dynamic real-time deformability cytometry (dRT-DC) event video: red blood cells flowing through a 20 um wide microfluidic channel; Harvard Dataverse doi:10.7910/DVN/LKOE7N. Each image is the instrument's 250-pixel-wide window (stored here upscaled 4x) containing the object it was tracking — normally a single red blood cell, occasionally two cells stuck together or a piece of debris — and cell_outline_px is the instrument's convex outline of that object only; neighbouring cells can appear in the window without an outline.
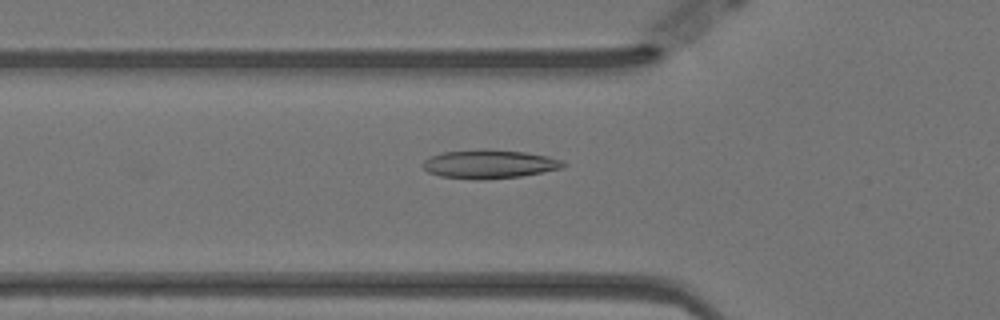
{"species": "Egyptian fruit bat (a non-hibernating species)", "species_latin": "Rousettus aegyptiacus", "temperature_condition": "warm", "stored_images_in_passage": 42, "camera_frame_rate_fps": 3000, "um_per_image_px": 0.085, "animal": {"sex": "female"}, "frame": {"image": 1, "passage_image": 4, "time_ms": 1.0, "image_size_px": [1000, 320], "cell_outline_px": [[568, 164], [564, 168], [544, 172], [520, 176], [484, 180], [480, 180], [440, 176], [428, 172], [420, 164], [424, 160], [432, 156], [444, 152], [484, 148], [524, 152], [548, 156], [564, 160]], "centroid_in_image_um": [41.64, 13.94], "position_along_channel_um": 84.2, "area_um2": 23.76}}
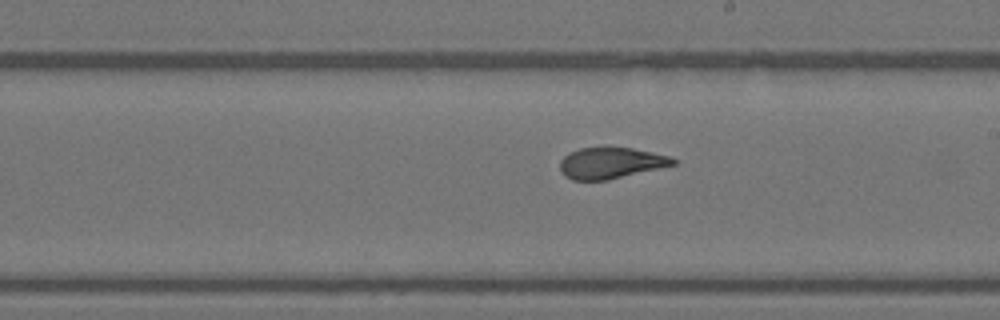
{"frame": {"image": 2, "passage_image": 17, "time_ms": 5.333, "image_size_px": [1000, 320], "cell_outline_px": [[676, 164], [608, 180], [572, 180], [564, 176], [560, 172], [560, 160], [568, 152], [580, 148], [604, 144], [608, 144], [632, 148], [652, 152], [668, 156], [676, 160]], "centroid_in_image_um": [51.85, 13.81], "position_along_channel_um": 237.1, "area_um2": 21.21}}
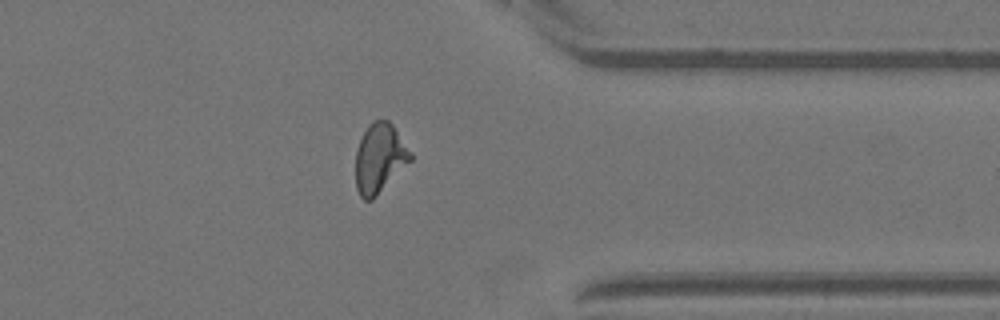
{"frame": {"image": 3, "passage_image": 30, "time_ms": 9.667, "image_size_px": [1000, 320], "cell_outline_px": [[412, 160], [372, 200], [364, 200], [360, 196], [356, 188], [356, 152], [360, 140], [368, 124], [372, 120], [388, 120], [392, 124], [412, 152]], "centroid_in_image_um": [32.27, 13.44], "position_along_channel_um": 379.1, "area_um2": 22.14}, "authors_computed_cell_mechanics": {"area_um2": 21.8195, "velocity_mm_per_s": 3.5136, "shape_relaxation_time_tau1_ms": null, "shape_relaxation_time_tau2_ms": 1.1488, "deformation_change_tau1": null, "deformation_change_tau2": 0.0878}}